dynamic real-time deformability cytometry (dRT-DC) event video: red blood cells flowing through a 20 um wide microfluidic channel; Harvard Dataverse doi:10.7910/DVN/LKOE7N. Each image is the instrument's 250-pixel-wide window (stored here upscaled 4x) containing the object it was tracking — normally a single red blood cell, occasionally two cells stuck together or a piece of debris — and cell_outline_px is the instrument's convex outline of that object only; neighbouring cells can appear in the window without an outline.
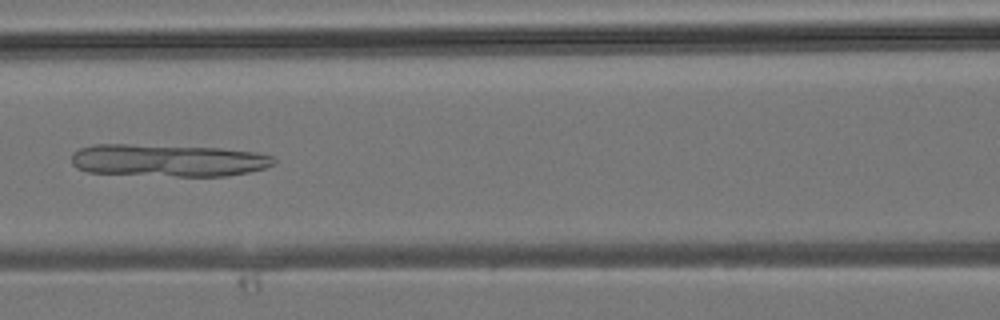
{"species": "common noctule bat (a hibernating species)", "species_latin": "Nyctalus noctula", "temperature_condition": "room temperature", "stored_images_in_passage": 22, "camera_frame_rate_fps": 3000, "um_per_image_px": 0.085, "animal": {"sex": "male", "body_mass_g": 19.2, "forearm_length_mm": 51.8}, "frame": {"image": 1, "passage_image": 16, "time_ms": 5.0, "image_size_px": [1000, 320], "cell_outline_px": [[276, 164], [264, 168], [248, 172], [224, 176], [176, 176], [88, 172], [76, 168], [72, 164], [72, 152], [80, 148], [92, 144], [128, 144], [220, 148], [256, 152], [272, 156], [276, 160]], "centroid_in_image_um": [14.27, 13.62], "position_along_channel_um": 152.3, "area_um2": 38.21}}
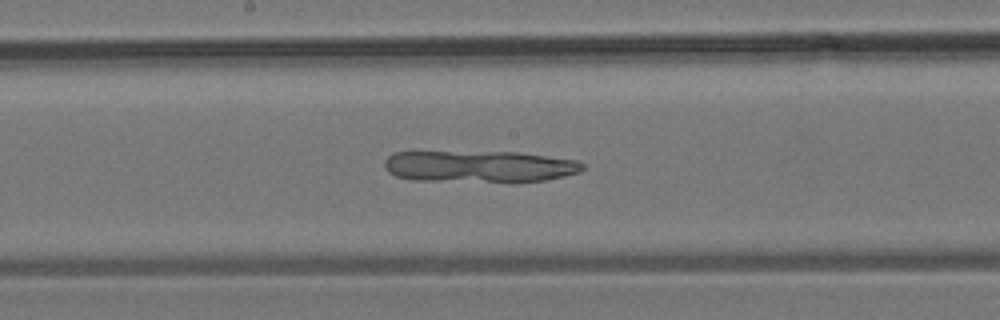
{"frame": {"image": 2, "passage_image": 19, "time_ms": 6.0, "image_size_px": [1000, 320], "cell_outline_px": [[584, 168], [580, 172], [564, 176], [544, 180], [512, 184], [412, 180], [396, 176], [388, 172], [384, 168], [384, 160], [388, 156], [396, 152], [516, 152], [576, 160], [584, 164]], "centroid_in_image_um": [40.75, 14.19], "position_along_channel_um": 207.5, "area_um2": 37.63}}
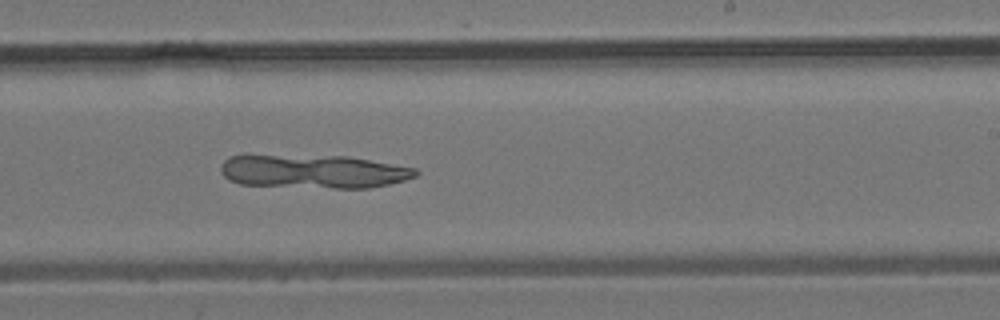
{"frame": {"image": 3, "passage_image": 22, "time_ms": 7.0, "image_size_px": [1000, 320], "cell_outline_px": [[420, 172], [416, 176], [404, 180], [388, 184], [368, 188], [332, 188], [240, 184], [228, 180], [220, 172], [220, 164], [228, 156], [348, 156], [416, 168]], "centroid_in_image_um": [26.65, 14.58], "position_along_channel_um": 262.3, "area_um2": 37.86}}